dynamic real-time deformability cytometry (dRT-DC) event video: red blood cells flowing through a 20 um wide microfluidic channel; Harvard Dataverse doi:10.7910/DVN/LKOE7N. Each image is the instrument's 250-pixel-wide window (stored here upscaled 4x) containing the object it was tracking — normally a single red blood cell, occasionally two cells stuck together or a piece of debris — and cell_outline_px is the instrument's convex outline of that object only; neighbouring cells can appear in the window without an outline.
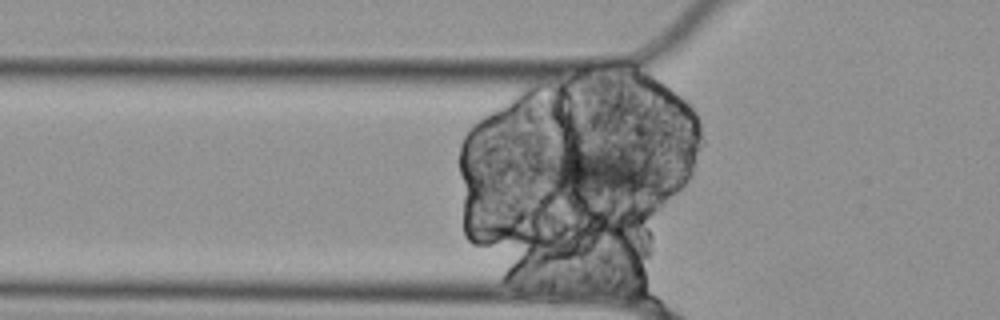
{"species": "Egyptian fruit bat (a non-hibernating species)", "species_latin": "Rousettus aegyptiacus", "temperature_condition": "cold", "stored_images_in_passage": 46, "segment_of_instrument_passage": [1, 2], "camera_frame_rate_fps": 3000, "um_per_image_px": 0.085, "animal": {"sex": "female"}, "frame": {"image": 1, "passage_image": 15, "time_ms": 4.667, "image_size_px": [1000, 320], "cell_outline_px": [[676, 180], [664, 196], [660, 200], [652, 200], [560, 196], [532, 172], [528, 168], [536, 160], [572, 144], [608, 152], [656, 164], [672, 172], [676, 176]], "centroid_in_image_um": [51.16, 14.87], "position_along_channel_um": 74.6, "area_um2": 40.58}}